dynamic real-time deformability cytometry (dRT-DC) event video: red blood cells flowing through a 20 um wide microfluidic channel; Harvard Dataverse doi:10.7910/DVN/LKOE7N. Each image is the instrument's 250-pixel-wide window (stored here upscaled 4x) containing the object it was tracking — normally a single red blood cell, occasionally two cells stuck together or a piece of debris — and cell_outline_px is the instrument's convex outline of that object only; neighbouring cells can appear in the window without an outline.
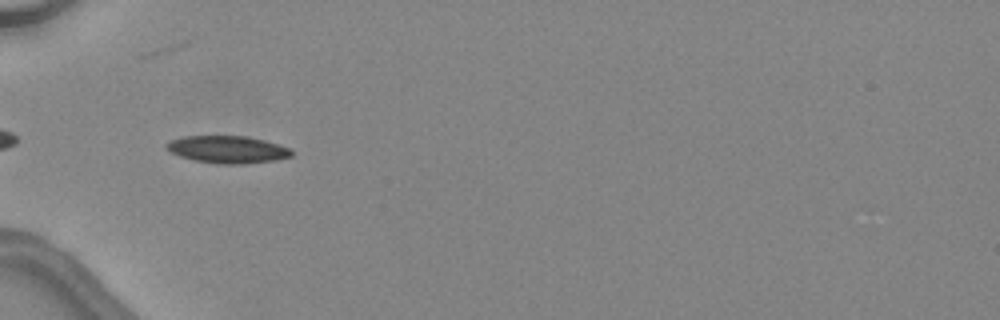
{"species": "common noctule bat (a hibernating species)", "species_latin": "Nyctalus noctula", "temperature_condition": "warm", "stored_images_in_passage": 5, "camera_frame_rate_fps": 3000, "um_per_image_px": 0.085, "animal": {"sex": "female", "body_mass_g": 24.6, "forearm_length_mm": 56.2}, "frame": {"image": 1, "passage_image": 2, "time_ms": 0.333, "image_size_px": [1000, 320], "cell_outline_px": [[292, 156], [276, 160], [244, 164], [220, 164], [196, 160], [180, 156], [168, 152], [164, 148], [164, 144], [168, 140], [184, 136], [248, 136], [280, 144], [288, 148], [292, 152]], "centroid_in_image_um": [19.29, 12.7], "position_along_channel_um": 65.7, "area_um2": 20.11}}